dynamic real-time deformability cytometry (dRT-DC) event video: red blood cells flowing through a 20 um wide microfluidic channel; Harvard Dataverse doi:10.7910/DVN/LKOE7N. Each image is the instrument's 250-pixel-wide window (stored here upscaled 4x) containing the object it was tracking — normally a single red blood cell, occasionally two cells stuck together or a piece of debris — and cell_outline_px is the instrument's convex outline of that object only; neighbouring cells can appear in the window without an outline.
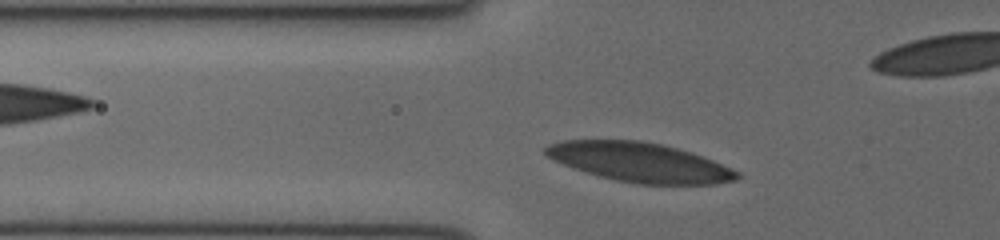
{"species": "human", "species_latin": "Homo sapiens", "temperature_condition": "cold", "stored_images_in_passage": 33, "camera_frame_rate_fps": 3000, "um_per_image_px": 0.085, "donor": {"sex": "female"}, "frame": {"image": 1, "passage_image": 7, "time_ms": 2.0, "image_size_px": [1000, 240], "cell_outline_px": [[740, 176], [736, 180], [716, 184], [640, 184], [616, 180], [600, 176], [572, 168], [552, 160], [544, 152], [544, 148], [548, 144], [564, 140], [640, 140], [660, 144], [692, 152], [712, 160], [740, 172]], "centroid_in_image_um": [54.36, 13.79], "position_along_channel_um": 71.4, "area_um2": 43.75}}
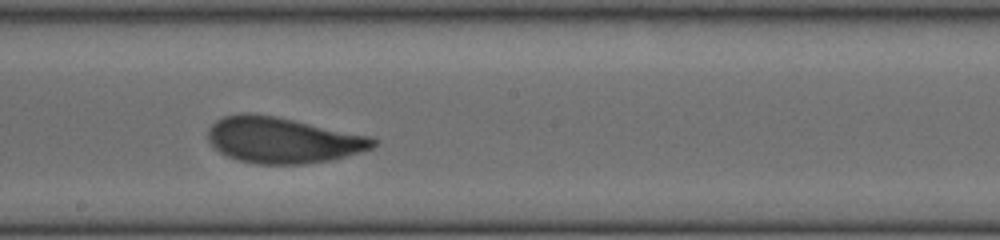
{"frame": {"image": 2, "passage_image": 18, "time_ms": 5.667, "image_size_px": [1000, 240], "cell_outline_px": [[380, 144], [372, 148], [336, 160], [304, 164], [256, 164], [236, 160], [220, 152], [208, 140], [208, 128], [216, 120], [224, 116], [272, 116], [372, 136]], "centroid_in_image_um": [24.11, 11.96], "position_along_channel_um": 224.1, "area_um2": 43.58}}
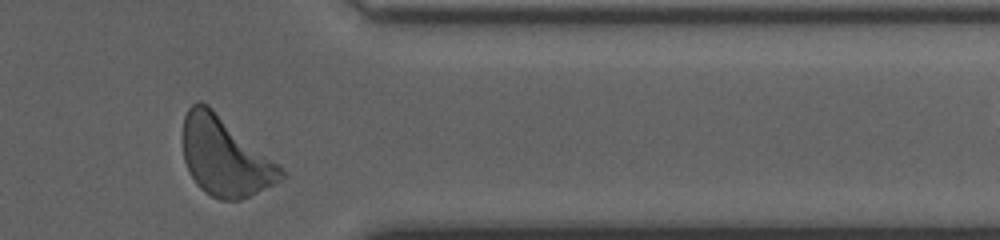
{"frame": {"image": 3, "passage_image": 30, "time_ms": 9.667, "image_size_px": [1000, 240], "cell_outline_px": [[288, 176], [276, 184], [240, 200], [220, 200], [204, 192], [196, 184], [184, 160], [184, 116], [188, 108], [196, 100], [200, 100], [208, 104], [280, 164]], "centroid_in_image_um": [19.16, 13.31], "position_along_channel_um": 392.2, "area_um2": 45.32}}